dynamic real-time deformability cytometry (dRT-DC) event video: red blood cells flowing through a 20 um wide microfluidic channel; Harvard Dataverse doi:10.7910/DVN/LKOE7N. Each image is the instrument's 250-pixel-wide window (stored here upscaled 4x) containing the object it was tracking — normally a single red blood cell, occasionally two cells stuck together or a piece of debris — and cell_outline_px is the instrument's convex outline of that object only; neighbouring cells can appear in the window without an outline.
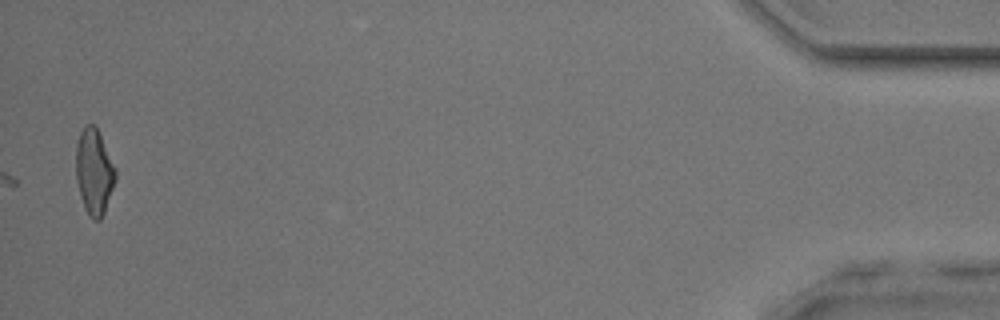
{"species": "common noctule bat (a hibernating species)", "species_latin": "Nyctalus noctula", "temperature_condition": "room temperature", "stored_images_in_passage": 40, "camera_frame_rate_fps": 3000, "um_per_image_px": 0.085, "animal": {"sex": "male", "body_mass_g": 17.9, "forearm_length_mm": 54.2}, "frame": {"image": 1, "passage_image": 40, "time_ms": 13.0, "image_size_px": [1000, 320], "cell_outline_px": [[116, 180], [104, 212], [100, 220], [96, 220], [88, 216], [84, 208], [80, 196], [76, 180], [76, 144], [80, 132], [84, 124], [96, 124], [116, 168]], "centroid_in_image_um": [8.0, 14.56], "position_along_channel_um": 427.2, "area_um2": 20.06}}